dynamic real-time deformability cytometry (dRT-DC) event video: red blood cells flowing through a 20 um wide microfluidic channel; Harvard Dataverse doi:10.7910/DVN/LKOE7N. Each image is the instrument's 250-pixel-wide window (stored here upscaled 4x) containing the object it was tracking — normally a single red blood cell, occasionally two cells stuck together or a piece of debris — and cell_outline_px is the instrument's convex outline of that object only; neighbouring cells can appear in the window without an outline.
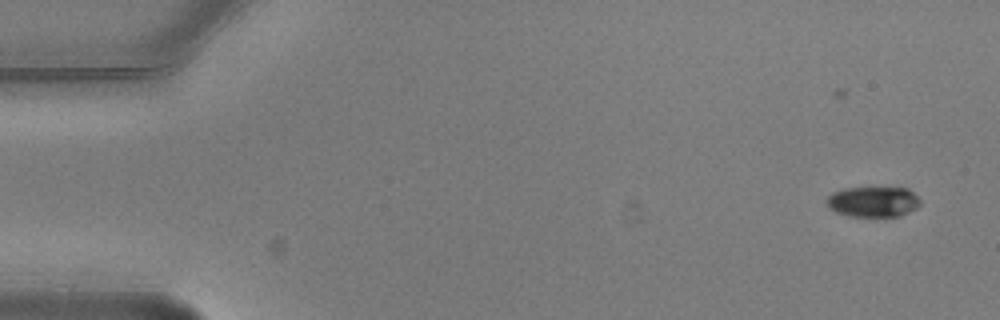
{"species": "common noctule bat (a hibernating species)", "species_latin": "Nyctalus noctula", "temperature_condition": "warm", "stored_images_in_passage": 2, "camera_frame_rate_fps": 3000, "um_per_image_px": 0.085, "animal": {"sex": "male", "body_mass_g": 20.5, "forearm_length_mm": 52.5}, "frame": {"image": 1, "passage_image": 2, "time_ms": 0.333, "image_size_px": [1000, 320], "cell_outline_px": [[920, 204], [916, 208], [900, 216], [848, 216], [836, 212], [828, 208], [828, 196], [832, 192], [844, 188], [908, 188], [920, 200]], "centroid_in_image_um": [74.2, 17.15], "position_along_channel_um": 10.8, "area_um2": 16.47}}